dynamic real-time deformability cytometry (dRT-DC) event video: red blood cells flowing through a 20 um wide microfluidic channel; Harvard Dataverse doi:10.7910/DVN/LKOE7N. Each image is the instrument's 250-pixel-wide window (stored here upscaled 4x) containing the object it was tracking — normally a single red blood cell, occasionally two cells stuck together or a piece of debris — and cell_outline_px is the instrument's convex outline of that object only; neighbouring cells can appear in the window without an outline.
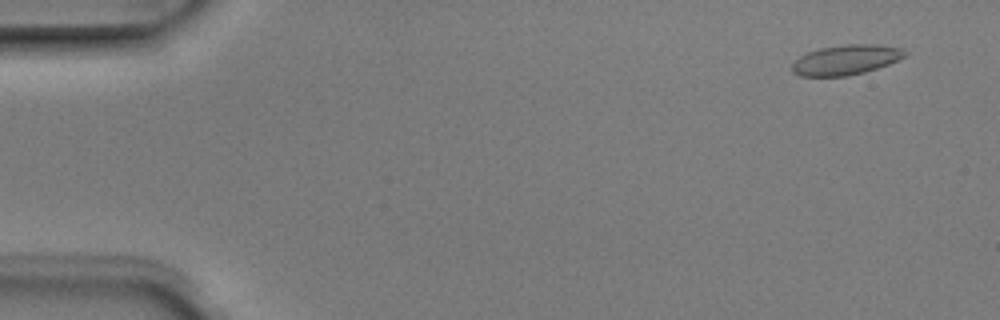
{"species": "Egyptian fruit bat (a non-hibernating species)", "species_latin": "Rousettus aegyptiacus", "temperature_condition": "room temperature", "stored_images_in_passage": 7, "camera_frame_rate_fps": 3000, "um_per_image_px": 0.085, "animal": {"sex": "male"}, "frame": {"image": 1, "passage_image": 1, "time_ms": 0.0, "image_size_px": [1000, 320], "cell_outline_px": [[908, 56], [888, 64], [864, 72], [848, 76], [800, 76], [792, 72], [792, 64], [800, 56], [808, 52], [820, 48], [844, 44], [876, 44], [904, 48], [908, 52]], "centroid_in_image_um": [71.94, 5.07], "position_along_channel_um": 13.1, "area_um2": 19.83}}
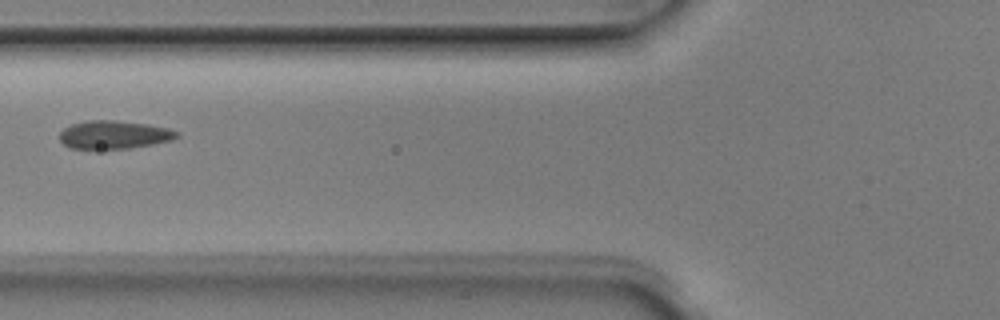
{"frame": {"image": 2, "passage_image": 6, "time_ms": 1.667, "image_size_px": [1000, 320], "cell_outline_px": [[180, 136], [172, 140], [152, 144], [128, 148], [72, 148], [64, 144], [60, 140], [60, 132], [64, 128], [72, 124], [88, 120], [112, 120], [148, 124], [168, 128], [180, 132]], "centroid_in_image_um": [9.73, 11.44], "position_along_channel_um": 116.1, "area_um2": 19.07}}
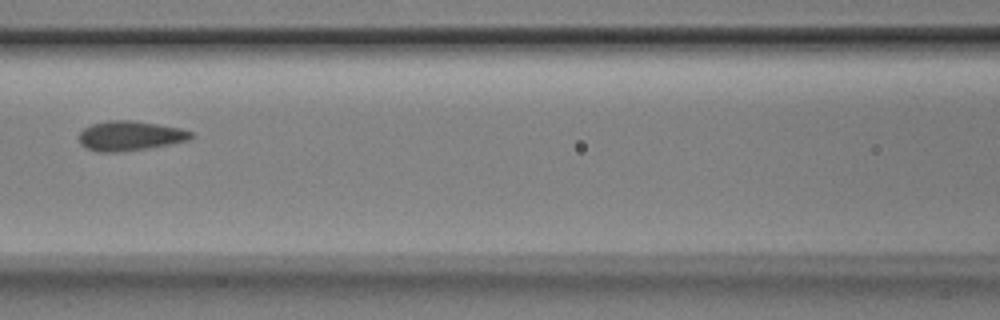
{"frame": {"image": 3, "passage_image": 7, "time_ms": 2.0, "image_size_px": [1000, 320], "cell_outline_px": [[196, 136], [188, 140], [168, 144], [144, 148], [116, 152], [100, 152], [88, 148], [80, 144], [80, 132], [84, 128], [92, 124], [108, 120], [132, 120], [180, 128], [192, 132]], "centroid_in_image_um": [11.05, 11.53], "position_along_channel_um": 155.5, "area_um2": 19.07}}